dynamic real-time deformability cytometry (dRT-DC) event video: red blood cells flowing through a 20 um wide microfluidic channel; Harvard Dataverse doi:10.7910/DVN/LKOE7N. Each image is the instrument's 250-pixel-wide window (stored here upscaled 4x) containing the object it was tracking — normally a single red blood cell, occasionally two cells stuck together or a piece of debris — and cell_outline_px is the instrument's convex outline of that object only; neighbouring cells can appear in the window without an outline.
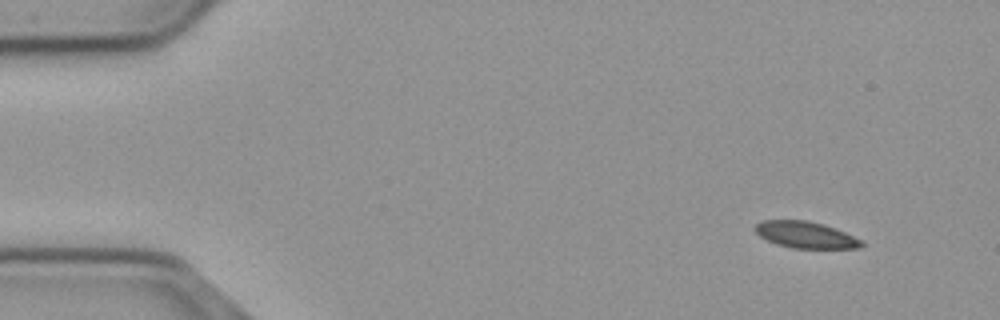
{"species": "common noctule bat (a hibernating species)", "species_latin": "Nyctalus noctula", "temperature_condition": "cold", "stored_images_in_passage": 52, "camera_frame_rate_fps": 3000, "um_per_image_px": 0.085, "animal": {"sex": "male", "body_mass_g": 23.1, "forearm_length_mm": 52.7}, "frame": {"image": 1, "passage_image": 1, "time_ms": 0.0, "image_size_px": [1000, 320], "cell_outline_px": [[864, 244], [860, 248], [792, 248], [776, 244], [760, 236], [752, 228], [756, 224], [764, 220], [808, 220], [824, 224], [836, 228], [864, 240]], "centroid_in_image_um": [68.51, 19.95], "position_along_channel_um": 16.5, "area_um2": 16.65}}
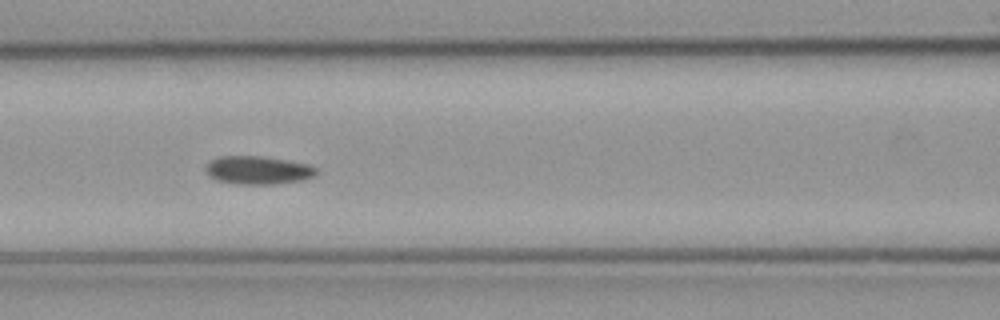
{"frame": {"image": 2, "passage_image": 20, "time_ms": 6.333, "image_size_px": [1000, 320], "cell_outline_px": [[316, 172], [312, 176], [304, 180], [276, 184], [236, 184], [216, 180], [208, 176], [204, 172], [204, 168], [208, 160], [220, 156], [260, 156], [308, 164], [316, 168]], "centroid_in_image_um": [21.84, 14.47], "position_along_channel_um": 144.8, "area_um2": 18.32}}
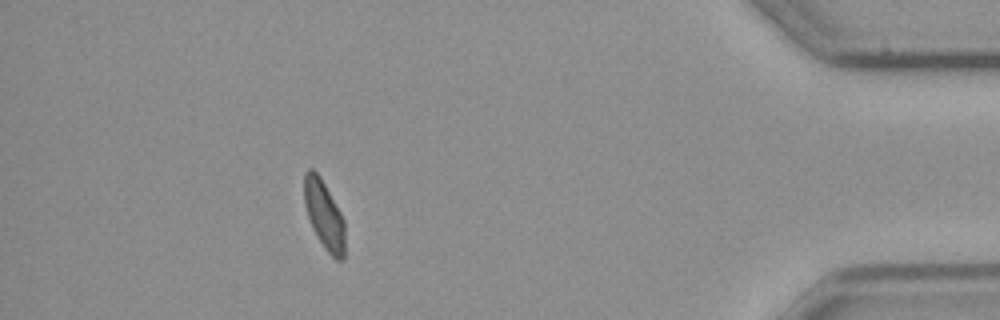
{"frame": {"image": 3, "passage_image": 46, "time_ms": 15.0, "image_size_px": [1000, 320], "cell_outline_px": [[344, 260], [336, 260], [324, 248], [312, 228], [304, 204], [304, 172], [308, 168], [312, 168], [320, 176], [340, 212], [344, 220]], "centroid_in_image_um": [27.54, 18.26], "position_along_channel_um": 407.7, "area_um2": 16.18}, "authors_computed_cell_mechanics": {"area_um2": 17.2822, "velocity_mm_per_s": 3.6757, "shape_relaxation_time_tau1_ms": 4.5371, "shape_relaxation_time_tau2_ms": null, "deformation_change_tau1": 0.1011, "deformation_change_tau2": null}}